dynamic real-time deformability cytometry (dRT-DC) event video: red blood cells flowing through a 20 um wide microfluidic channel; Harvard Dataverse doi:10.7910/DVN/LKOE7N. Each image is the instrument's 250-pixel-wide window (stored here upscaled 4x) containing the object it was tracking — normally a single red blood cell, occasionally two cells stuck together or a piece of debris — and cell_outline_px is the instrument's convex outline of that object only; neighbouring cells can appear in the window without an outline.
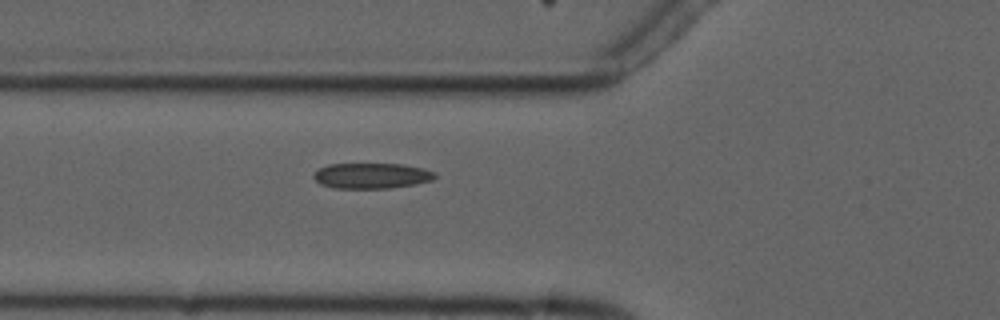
{"species": "common noctule bat (a hibernating species)", "species_latin": "Nyctalus noctula", "temperature_condition": "cold", "stored_images_in_passage": 6, "camera_frame_rate_fps": 3000, "um_per_image_px": 0.085, "animal": {"sex": "male", "forearm_length_mm": 52.5}, "frame": {"image": 1, "passage_image": 6, "time_ms": 6.333, "image_size_px": [1000, 320], "cell_outline_px": [[436, 176], [432, 180], [416, 184], [388, 188], [332, 188], [320, 184], [312, 176], [320, 168], [328, 164], [404, 164], [424, 168], [436, 172]], "centroid_in_image_um": [31.61, 14.93], "position_along_channel_um": 94.2, "area_um2": 18.09}}